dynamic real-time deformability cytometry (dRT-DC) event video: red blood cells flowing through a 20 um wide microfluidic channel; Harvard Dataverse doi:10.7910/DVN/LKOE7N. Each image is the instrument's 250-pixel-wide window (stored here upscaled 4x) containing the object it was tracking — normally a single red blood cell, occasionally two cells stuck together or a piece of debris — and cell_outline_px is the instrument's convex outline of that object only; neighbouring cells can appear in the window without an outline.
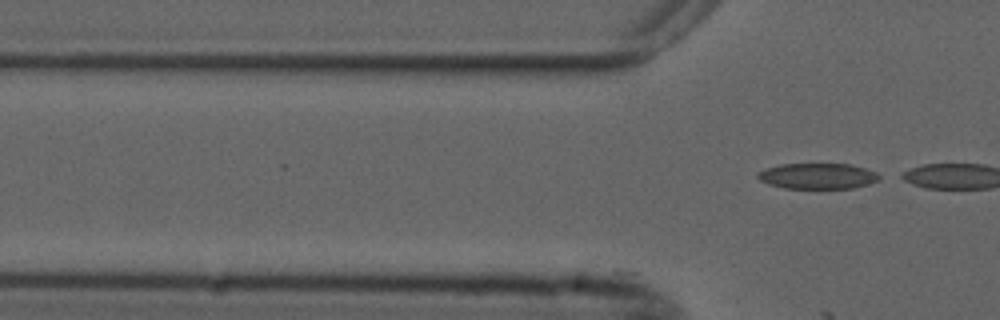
{"species": "common noctule bat (a hibernating species)", "species_latin": "Nyctalus noctula", "temperature_condition": "cold", "stored_images_in_passage": 14, "camera_frame_rate_fps": 3000, "um_per_image_px": 0.085, "animal": {"sex": "male", "forearm_length_mm": 52.5}, "frame": {"image": 1, "passage_image": 14, "time_ms": 4.333, "image_size_px": [1000, 320], "cell_outline_px": [[884, 176], [880, 180], [868, 184], [852, 188], [784, 188], [768, 184], [760, 180], [756, 176], [756, 172], [780, 164], [848, 164], [864, 168], [876, 172]], "centroid_in_image_um": [69.52, 14.96], "position_along_channel_um": 56.3, "area_um2": 18.26}}